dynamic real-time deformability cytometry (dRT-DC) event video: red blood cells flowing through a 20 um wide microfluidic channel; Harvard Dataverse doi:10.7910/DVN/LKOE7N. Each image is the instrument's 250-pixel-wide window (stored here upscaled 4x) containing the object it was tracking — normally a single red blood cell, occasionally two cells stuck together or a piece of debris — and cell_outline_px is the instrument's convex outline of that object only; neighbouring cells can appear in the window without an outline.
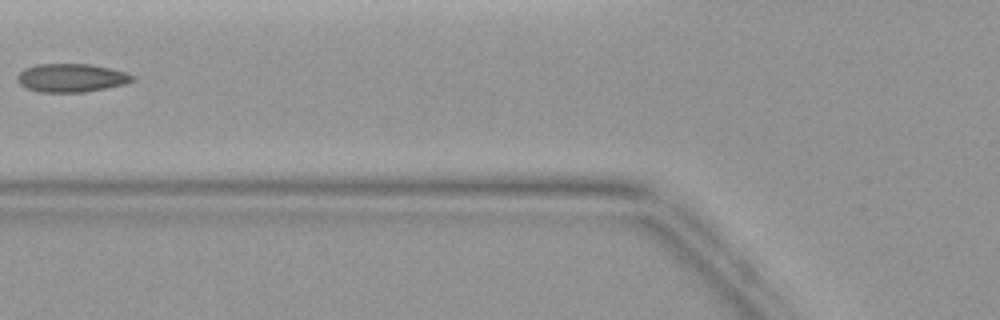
{"species": "common noctule bat (a hibernating species)", "species_latin": "Nyctalus noctula", "temperature_condition": "warm", "stored_images_in_passage": 4, "camera_frame_rate_fps": 3000, "um_per_image_px": 0.085, "animal": {"sex": "female", "body_mass_g": 19.9}, "frame": {"image": 1, "passage_image": 4, "time_ms": 5.0, "image_size_px": [1000, 320], "cell_outline_px": [[136, 80], [124, 84], [84, 92], [40, 92], [28, 88], [20, 84], [16, 80], [16, 76], [24, 68], [36, 64], [88, 64], [108, 68], [124, 72], [136, 76]], "centroid_in_image_um": [6.04, 6.61], "position_along_channel_um": 119.8, "area_um2": 18.96}}